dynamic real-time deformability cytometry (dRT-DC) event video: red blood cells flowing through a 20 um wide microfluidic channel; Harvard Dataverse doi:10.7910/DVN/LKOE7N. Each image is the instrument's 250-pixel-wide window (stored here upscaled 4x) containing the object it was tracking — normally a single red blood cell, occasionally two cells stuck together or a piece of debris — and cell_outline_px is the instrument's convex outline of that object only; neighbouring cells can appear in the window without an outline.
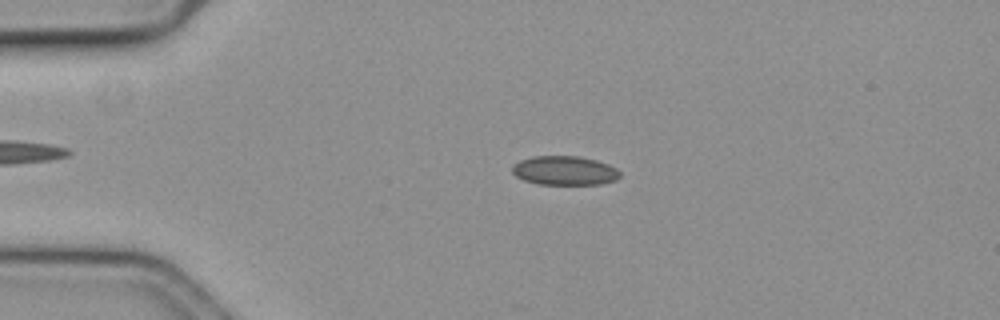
{"species": "common noctule bat (a hibernating species)", "species_latin": "Nyctalus noctula", "temperature_condition": "cold", "stored_images_in_passage": 40, "camera_frame_rate_fps": 3000, "um_per_image_px": 0.085, "animal": {"sex": "female", "body_mass_g": 19.3, "forearm_length_mm": 54.1}, "frame": {"image": 1, "passage_image": 2, "time_ms": 0.333, "image_size_px": [1000, 320], "cell_outline_px": [[620, 176], [616, 180], [600, 184], [536, 184], [524, 180], [516, 176], [512, 172], [512, 164], [520, 160], [532, 156], [580, 156], [596, 160], [608, 164], [616, 168], [620, 172]], "centroid_in_image_um": [47.97, 14.49], "position_along_channel_um": 37.0, "area_um2": 18.38}}
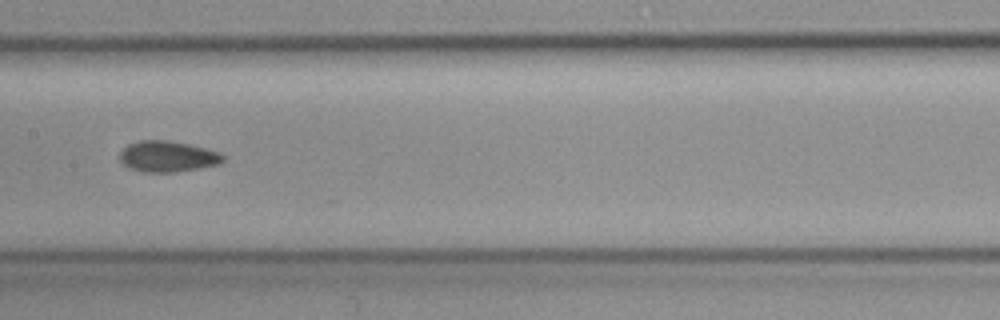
{"frame": {"image": 2, "passage_image": 18, "time_ms": 5.667, "image_size_px": [1000, 320], "cell_outline_px": [[224, 160], [220, 164], [176, 172], [144, 172], [128, 168], [120, 160], [120, 152], [128, 144], [140, 140], [168, 140], [188, 144], [220, 152], [224, 156]], "centroid_in_image_um": [14.24, 13.3], "position_along_channel_um": 193.2, "area_um2": 18.61}}
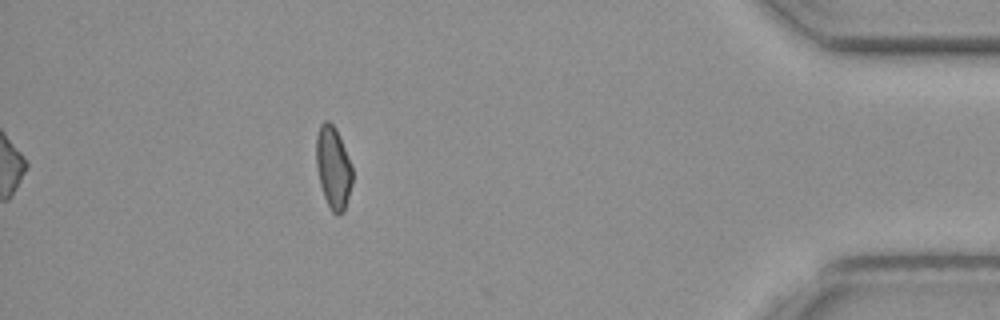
{"frame": {"image": 3, "passage_image": 40, "time_ms": 13.0, "image_size_px": [1000, 320], "cell_outline_px": [[352, 184], [344, 212], [336, 216], [332, 212], [324, 196], [320, 184], [316, 168], [316, 136], [320, 124], [324, 120], [328, 120], [336, 128], [352, 168]], "centroid_in_image_um": [28.31, 14.25], "position_along_channel_um": 406.9, "area_um2": 17.34}, "authors_computed_cell_mechanics": {"area_um2": 18.1203, "velocity_mm_per_s": 3.6365, "shape_relaxation_time_tau1_ms": null, "shape_relaxation_time_tau2_ms": 3.3237, "deformation_change_tau1": null, "deformation_change_tau2": 0.0714}}